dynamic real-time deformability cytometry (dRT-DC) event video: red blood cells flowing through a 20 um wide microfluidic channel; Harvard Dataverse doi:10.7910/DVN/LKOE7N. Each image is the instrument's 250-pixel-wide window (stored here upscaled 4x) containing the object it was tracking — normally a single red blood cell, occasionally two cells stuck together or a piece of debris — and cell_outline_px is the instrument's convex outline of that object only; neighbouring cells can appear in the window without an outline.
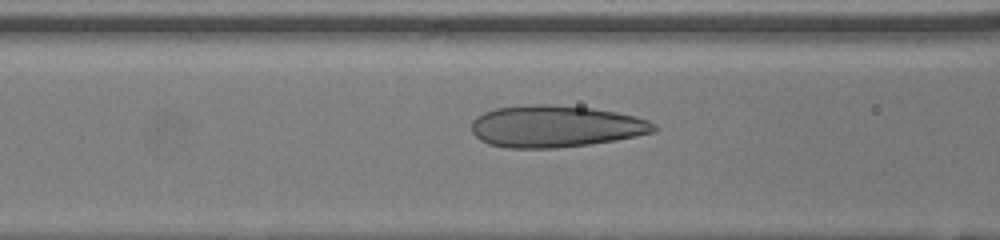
{"species": "human", "species_latin": "Homo sapiens", "temperature_condition": "room temperature", "stored_images_in_passage": 33, "camera_frame_rate_fps": 3000, "um_per_image_px": 0.085, "donor": {"sex": "female"}, "frame": {"image": 1, "passage_image": 8, "time_ms": 2.333, "image_size_px": [1000, 240], "cell_outline_px": [[660, 128], [656, 132], [616, 140], [588, 144], [556, 148], [508, 148], [488, 144], [480, 140], [472, 132], [472, 120], [476, 116], [484, 112], [496, 108], [528, 104], [548, 104], [592, 108], [616, 112], [636, 116], [648, 120], [656, 124]], "centroid_in_image_um": [47.24, 10.74], "position_along_channel_um": 119.4, "area_um2": 44.8}}
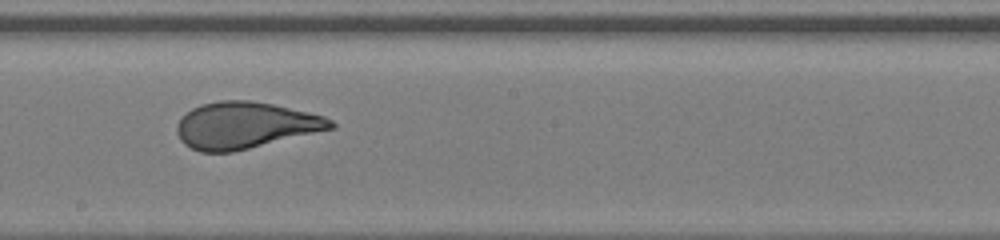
{"frame": {"image": 2, "passage_image": 16, "time_ms": 5.0, "image_size_px": [1000, 240], "cell_outline_px": [[336, 128], [232, 152], [200, 152], [184, 144], [180, 140], [176, 132], [176, 124], [192, 108], [200, 104], [220, 100], [248, 100], [272, 104], [308, 112], [324, 116], [332, 120], [336, 124]], "centroid_in_image_um": [20.84, 10.65], "position_along_channel_um": 227.4, "area_um2": 41.67}}
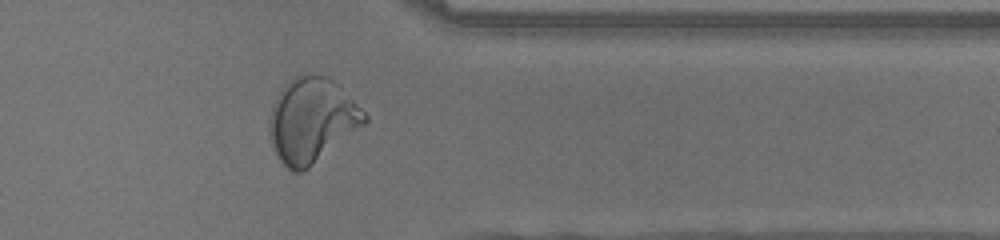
{"frame": {"image": 3, "passage_image": 28, "time_ms": 9.0, "image_size_px": [1000, 240], "cell_outline_px": [[368, 120], [364, 124], [304, 172], [292, 172], [276, 156], [268, 132], [268, 120], [272, 104], [284, 84], [288, 80], [304, 72], [324, 76], [332, 80], [368, 116]], "centroid_in_image_um": [26.44, 10.23], "position_along_channel_um": 385.0, "area_um2": 46.64}}